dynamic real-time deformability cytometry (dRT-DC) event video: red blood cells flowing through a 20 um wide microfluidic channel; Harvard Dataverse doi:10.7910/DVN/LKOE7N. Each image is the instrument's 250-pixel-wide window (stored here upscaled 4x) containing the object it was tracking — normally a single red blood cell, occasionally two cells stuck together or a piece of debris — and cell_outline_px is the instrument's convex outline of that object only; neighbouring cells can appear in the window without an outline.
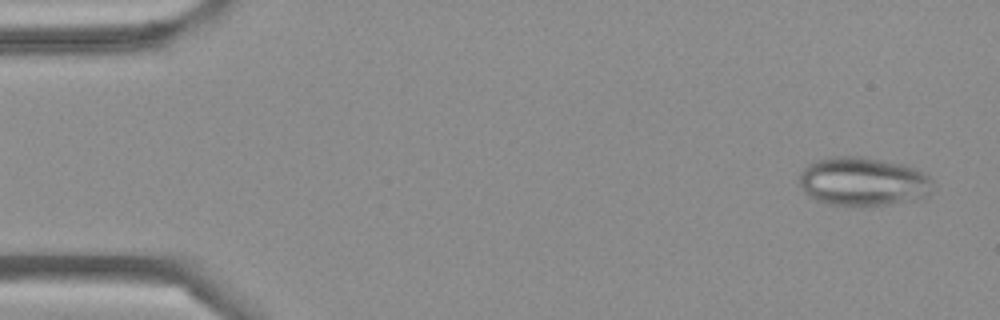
{"species": "Egyptian fruit bat (a non-hibernating species)", "species_latin": "Rousettus aegyptiacus", "temperature_condition": "cold", "stored_images_in_passage": 4, "camera_frame_rate_fps": 3000, "um_per_image_px": 0.085, "frame": {"image": 1, "passage_image": 1, "time_ms": 0.0, "image_size_px": [1000, 320], "cell_outline_px": [[932, 192], [924, 200], [864, 208], [848, 208], [828, 204], [816, 200], [808, 196], [804, 192], [800, 184], [800, 172], [808, 164], [816, 160], [828, 156], [864, 156], [908, 164], [924, 172], [932, 180]], "centroid_in_image_um": [73.41, 15.47], "position_along_channel_um": 11.6, "area_um2": 39.77}}